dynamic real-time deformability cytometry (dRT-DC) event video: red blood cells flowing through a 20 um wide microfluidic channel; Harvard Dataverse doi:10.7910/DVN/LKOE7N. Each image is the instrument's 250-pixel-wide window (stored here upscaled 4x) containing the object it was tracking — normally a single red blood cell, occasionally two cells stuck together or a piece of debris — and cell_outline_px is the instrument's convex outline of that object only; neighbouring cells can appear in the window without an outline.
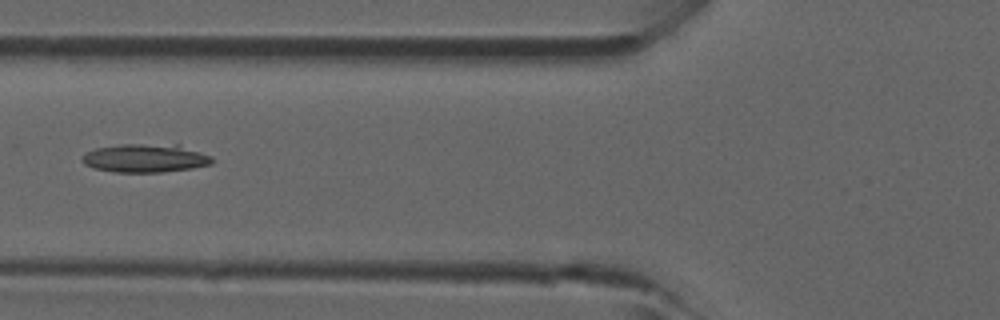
{"species": "common noctule bat (a hibernating species)", "species_latin": "Nyctalus noctula", "temperature_condition": "room temperature", "stored_images_in_passage": 40, "camera_frame_rate_fps": 3000, "um_per_image_px": 0.085, "animal": {"sex": "male", "forearm_length_mm": 52.5}, "frame": {"image": 1, "passage_image": 12, "time_ms": 3.667, "image_size_px": [1000, 320], "cell_outline_px": [[212, 164], [192, 168], [160, 172], [116, 172], [96, 168], [84, 164], [84, 156], [88, 152], [96, 148], [120, 144], [180, 144], [212, 156]], "centroid_in_image_um": [12.42, 13.43], "position_along_channel_um": 113.4, "area_um2": 21.39}}